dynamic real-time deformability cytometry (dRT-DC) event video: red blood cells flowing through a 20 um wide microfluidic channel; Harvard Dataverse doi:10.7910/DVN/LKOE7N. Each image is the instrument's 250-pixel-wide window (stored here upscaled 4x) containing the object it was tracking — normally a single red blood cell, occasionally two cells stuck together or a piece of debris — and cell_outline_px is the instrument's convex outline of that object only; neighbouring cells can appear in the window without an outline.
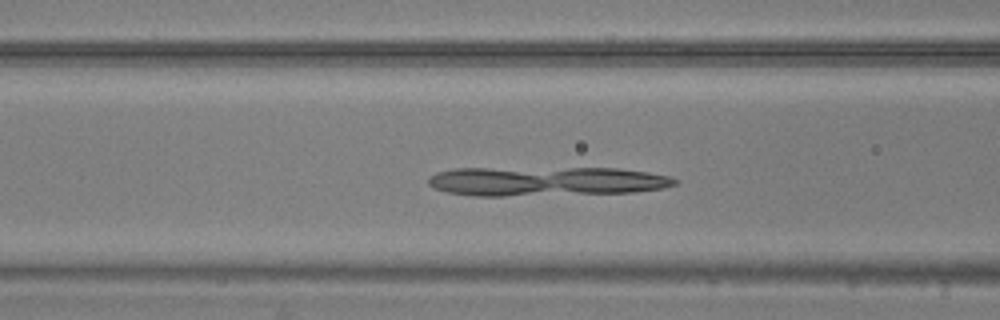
{"species": "common noctule bat (a hibernating species)", "species_latin": "Nyctalus noctula", "temperature_condition": "warm", "stored_images_in_passage": 54, "camera_frame_rate_fps": 3000, "um_per_image_px": 0.085, "animal": {"sex": "male", "body_mass_g": 20.5, "forearm_length_mm": 52.5}, "frame": {"image": 1, "passage_image": 20, "time_ms": 6.333, "image_size_px": [1000, 320], "cell_outline_px": [[680, 180], [676, 184], [664, 188], [636, 192], [504, 196], [472, 196], [448, 192], [432, 188], [428, 184], [428, 176], [436, 172], [456, 168], [620, 168], [648, 172], [672, 176]], "centroid_in_image_um": [46.42, 15.4], "position_along_channel_um": 120.2, "area_um2": 42.6}}
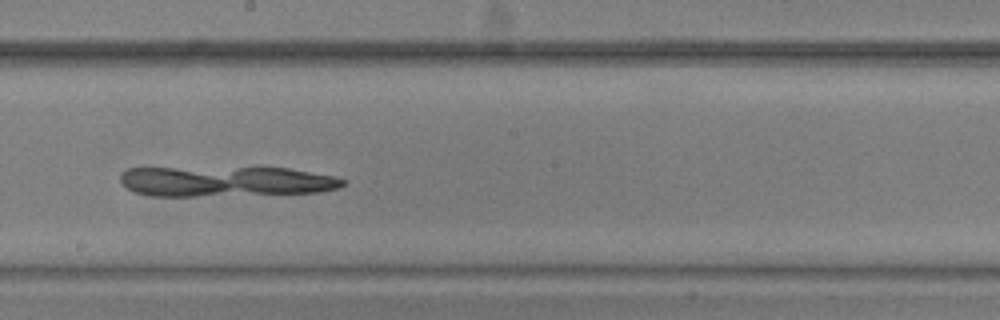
{"frame": {"image": 2, "passage_image": 29, "time_ms": 9.333, "image_size_px": [1000, 320], "cell_outline_px": [[348, 180], [340, 188], [320, 192], [196, 196], [148, 196], [136, 192], [128, 188], [120, 180], [120, 172], [128, 168], [256, 164], [260, 164], [288, 168], [336, 176]], "centroid_in_image_um": [19.21, 15.35], "position_along_channel_um": 229.0, "area_um2": 41.56}}
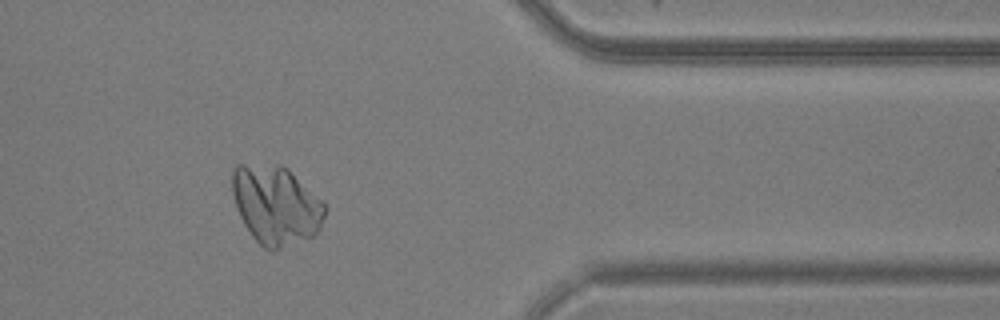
{"frame": {"image": 3, "passage_image": 44, "time_ms": 14.333, "image_size_px": [1000, 320], "cell_outline_px": [[328, 208], [320, 228], [312, 236], [272, 252], [264, 248], [252, 236], [244, 224], [236, 208], [232, 192], [232, 168], [236, 164], [280, 164], [288, 168]], "centroid_in_image_um": [23.43, 17.42], "position_along_channel_um": 388.0, "area_um2": 42.66}}